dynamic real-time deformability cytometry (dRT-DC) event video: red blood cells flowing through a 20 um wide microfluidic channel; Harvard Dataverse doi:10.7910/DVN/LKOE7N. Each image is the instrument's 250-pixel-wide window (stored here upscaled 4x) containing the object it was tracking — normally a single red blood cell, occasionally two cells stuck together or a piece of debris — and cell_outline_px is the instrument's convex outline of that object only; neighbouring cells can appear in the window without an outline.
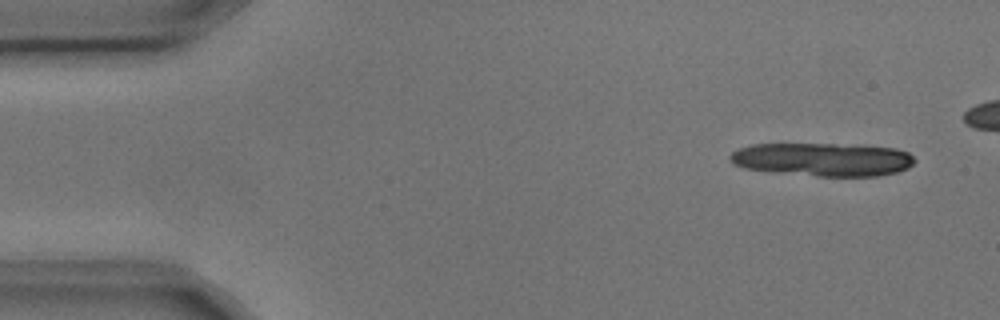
{"species": "common noctule bat (a hibernating species)", "species_latin": "Nyctalus noctula", "temperature_condition": "cold", "stored_images_in_passage": 9, "segment_of_instrument_passage": [1, 2], "camera_frame_rate_fps": 3000, "um_per_image_px": 0.085, "animal": {"sex": "male", "body_mass_g": 17.9, "forearm_length_mm": 54.2}, "frame": {"image": 1, "passage_image": 1, "time_ms": 0.0, "image_size_px": [1000, 320], "cell_outline_px": [[916, 160], [908, 168], [896, 172], [880, 176], [820, 176], [776, 172], [744, 168], [732, 164], [728, 160], [728, 156], [732, 152], [740, 148], [752, 144], [864, 144], [896, 148], [908, 152]], "centroid_in_image_um": [69.95, 13.54], "position_along_channel_um": 15.0, "area_um2": 36.24}}
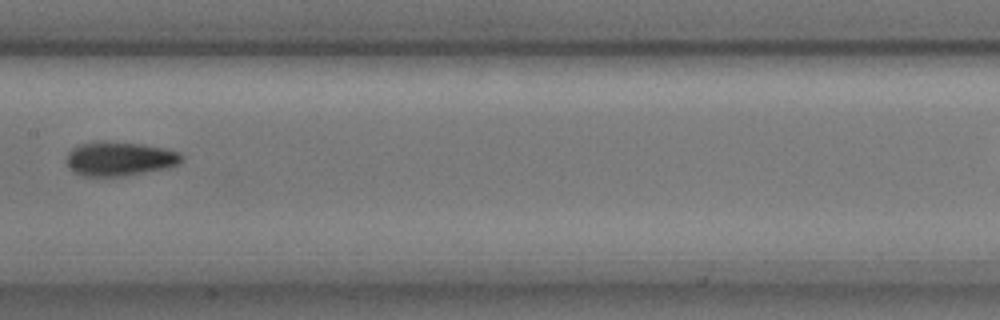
{"frame": {"image": 2, "passage_image": 7, "time_ms": 2.0, "image_size_px": [1000, 320], "cell_outline_px": [[184, 160], [180, 164], [168, 168], [124, 176], [84, 176], [72, 172], [68, 168], [68, 152], [72, 148], [80, 144], [96, 140], [104, 140], [140, 144], [164, 148], [180, 152], [184, 156]], "centroid_in_image_um": [10.19, 13.49], "position_along_channel_um": 197.2, "area_um2": 23.29}}
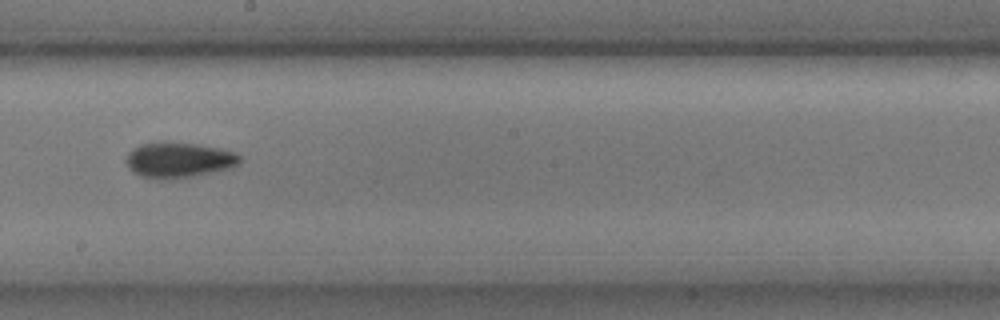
{"frame": {"image": 3, "passage_image": 8, "time_ms": 2.333, "image_size_px": [1000, 320], "cell_outline_px": [[240, 164], [232, 168], [192, 176], [160, 180], [156, 180], [140, 176], [132, 172], [128, 168], [124, 160], [128, 152], [132, 148], [140, 144], [160, 140], [196, 144], [220, 148], [236, 152], [240, 156]], "centroid_in_image_um": [15.14, 13.58], "position_along_channel_um": 233.1, "area_um2": 24.1}}